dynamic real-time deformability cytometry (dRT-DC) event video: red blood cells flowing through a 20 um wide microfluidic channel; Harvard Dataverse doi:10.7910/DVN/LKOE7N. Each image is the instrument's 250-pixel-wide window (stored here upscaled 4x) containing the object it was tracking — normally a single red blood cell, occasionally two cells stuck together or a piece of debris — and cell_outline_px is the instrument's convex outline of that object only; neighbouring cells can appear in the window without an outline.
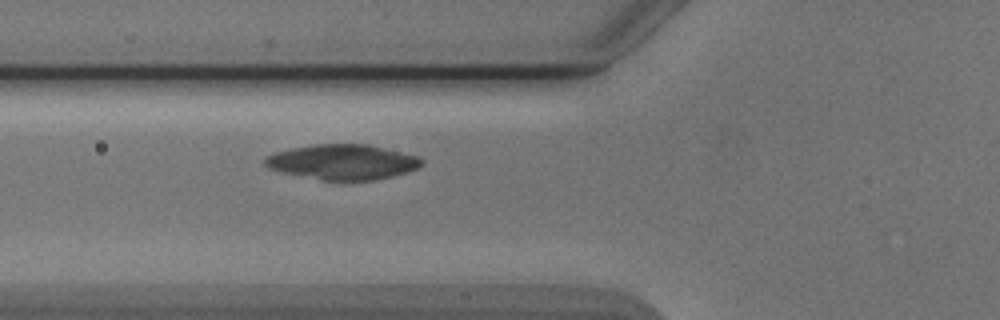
{"species": "Egyptian fruit bat (a non-hibernating species)", "species_latin": "Rousettus aegyptiacus", "temperature_condition": "cold", "stored_images_in_passage": 6, "camera_frame_rate_fps": 3000, "um_per_image_px": 0.085, "animal": {"sex": "male"}, "frame": {"image": 1, "passage_image": 6, "time_ms": 6.667, "image_size_px": [1000, 320], "cell_outline_px": [[424, 164], [408, 172], [376, 180], [320, 180], [284, 172], [268, 168], [264, 164], [264, 156], [276, 152], [292, 148], [316, 144], [368, 144], [420, 156], [424, 160]], "centroid_in_image_um": [29.16, 13.76], "position_along_channel_um": 96.6, "area_um2": 32.14}}